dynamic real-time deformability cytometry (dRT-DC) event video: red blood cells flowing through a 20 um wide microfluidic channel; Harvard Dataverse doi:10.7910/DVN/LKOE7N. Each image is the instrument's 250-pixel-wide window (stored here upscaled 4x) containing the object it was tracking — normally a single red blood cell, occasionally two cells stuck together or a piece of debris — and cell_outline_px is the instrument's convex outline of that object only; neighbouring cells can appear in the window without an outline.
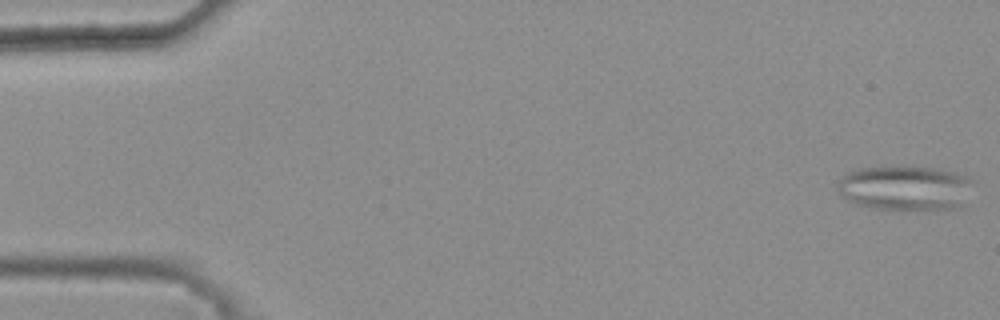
{"species": "common noctule bat (a hibernating species)", "species_latin": "Nyctalus noctula", "temperature_condition": "warm", "stored_images_in_passage": 45, "segment_of_instrument_passage": [1, 2], "camera_frame_rate_fps": 3000, "um_per_image_px": 0.085, "animal": {"sex": "female", "body_mass_g": 25.1}, "frame": {"image": 1, "passage_image": 1, "time_ms": 0.0, "image_size_px": [1000, 320], "cell_outline_px": [[972, 180], [960, 204], [956, 208], [868, 208], [856, 204], [840, 196], [836, 188], [836, 184], [848, 172], [860, 168], [892, 164], [908, 164], [932, 168], [952, 172], [964, 176]], "centroid_in_image_um": [76.79, 15.91], "position_along_channel_um": 8.2, "area_um2": 35.14}}